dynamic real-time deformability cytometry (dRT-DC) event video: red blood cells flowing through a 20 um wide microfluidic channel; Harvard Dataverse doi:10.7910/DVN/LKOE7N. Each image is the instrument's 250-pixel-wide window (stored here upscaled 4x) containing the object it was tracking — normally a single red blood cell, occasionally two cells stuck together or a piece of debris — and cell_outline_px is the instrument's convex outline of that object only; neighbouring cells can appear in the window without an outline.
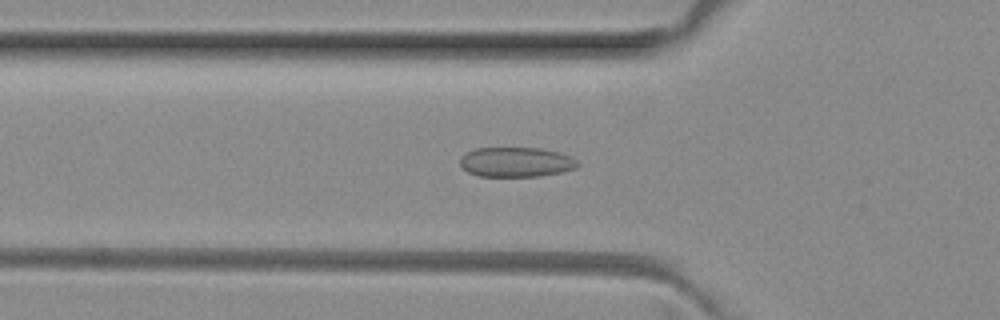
{"species": "common noctule bat (a hibernating species)", "species_latin": "Nyctalus noctula", "temperature_condition": "room temperature", "stored_images_in_passage": 50, "camera_frame_rate_fps": 3000, "um_per_image_px": 0.085, "animal": {"sex": "female", "body_mass_g": 29.2, "forearm_length_mm": 56.3}, "frame": {"image": 1, "passage_image": 16, "time_ms": 5.0, "image_size_px": [1000, 320], "cell_outline_px": [[580, 164], [576, 168], [560, 172], [540, 176], [480, 176], [468, 172], [460, 164], [460, 156], [476, 148], [540, 148], [560, 152], [572, 156]], "centroid_in_image_um": [43.89, 13.77], "position_along_channel_um": 81.9, "area_um2": 20.4}}
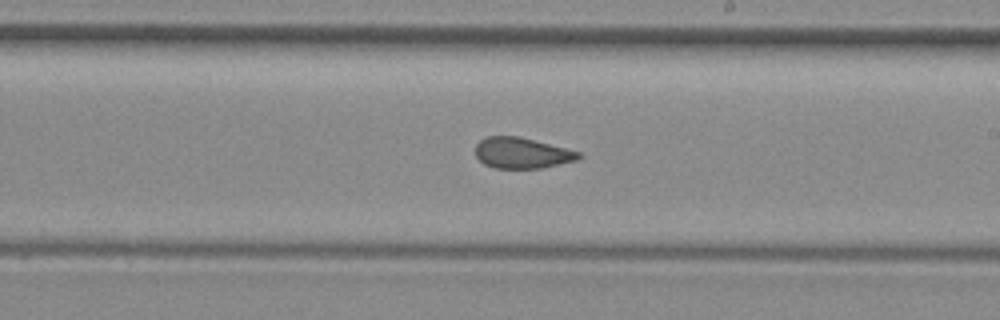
{"frame": {"image": 2, "passage_image": 28, "time_ms": 9.0, "image_size_px": [1000, 320], "cell_outline_px": [[584, 156], [576, 160], [540, 168], [492, 168], [484, 164], [476, 156], [476, 144], [480, 140], [488, 136], [516, 136], [580, 152]], "centroid_in_image_um": [44.33, 13.01], "position_along_channel_um": 244.7, "area_um2": 18.26}}
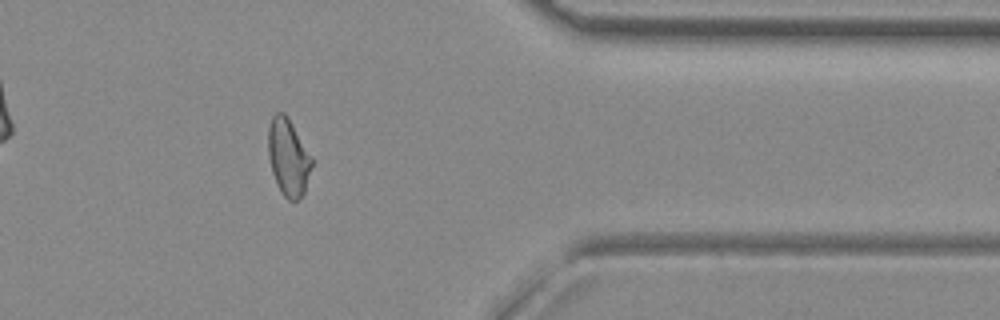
{"frame": {"image": 3, "passage_image": 40, "time_ms": 13.0, "image_size_px": [1000, 320], "cell_outline_px": [[312, 164], [304, 192], [296, 200], [288, 200], [284, 196], [276, 184], [272, 172], [268, 156], [268, 128], [272, 116], [276, 112], [284, 112], [288, 116], [312, 156]], "centroid_in_image_um": [24.49, 13.33], "position_along_channel_um": 386.9, "area_um2": 19.59}, "authors_computed_cell_mechanics": {"area_um2": 20.1144, "velocity_mm_per_s": 4.0635, "shape_relaxation_time_tau1_ms": null, "shape_relaxation_time_tau2_ms": 1.0967, "deformation_change_tau1": null, "deformation_change_tau2": 0.0643}}